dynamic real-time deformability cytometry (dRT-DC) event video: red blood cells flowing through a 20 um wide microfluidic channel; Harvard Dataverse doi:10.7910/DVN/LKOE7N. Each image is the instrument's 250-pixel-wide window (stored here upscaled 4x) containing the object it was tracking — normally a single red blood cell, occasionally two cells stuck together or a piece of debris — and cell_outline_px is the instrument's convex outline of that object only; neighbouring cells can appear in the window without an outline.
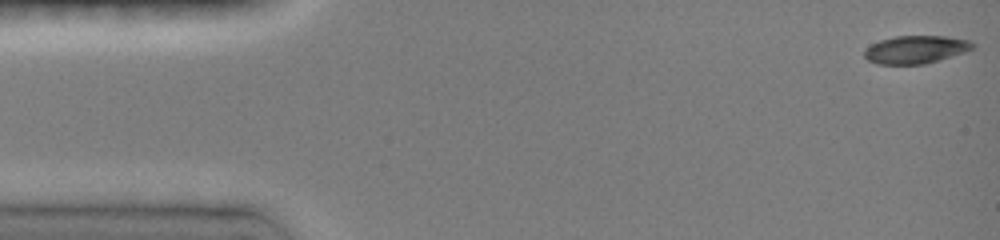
{"species": "common noctule bat (a hibernating species)", "species_latin": "Nyctalus noctula", "temperature_condition": "room temperature", "stored_images_in_passage": 69, "camera_frame_rate_fps": 3000, "um_per_image_px": 0.085, "animal": {"sex": "female", "body_mass_g": 19.0, "forearm_length_mm": 51.5}, "frame": {"image": 1, "passage_image": 1, "time_ms": 0.0, "image_size_px": [1000, 240], "cell_outline_px": [[976, 48], [940, 60], [924, 64], [876, 64], [868, 60], [864, 56], [864, 48], [880, 40], [896, 36], [944, 36], [972, 40], [976, 44]], "centroid_in_image_um": [77.87, 4.21], "position_along_channel_um": 7.1, "area_um2": 17.8}}
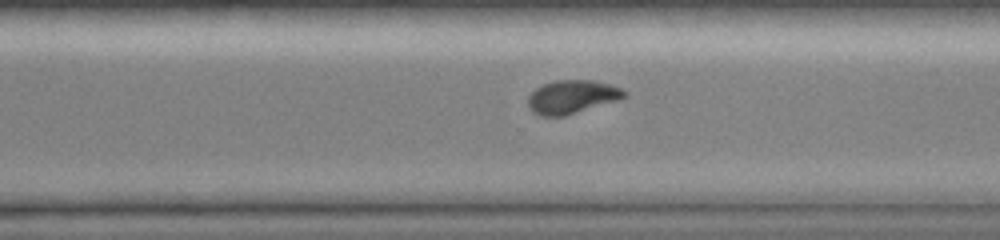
{"frame": {"image": 2, "passage_image": 48, "time_ms": 10.667, "image_size_px": [1000, 240], "cell_outline_px": [[628, 96], [620, 100], [564, 116], [540, 116], [532, 112], [528, 108], [528, 96], [536, 88], [544, 84], [556, 80], [592, 80], [608, 84], [620, 88], [628, 92]], "centroid_in_image_um": [48.63, 8.24], "position_along_channel_um": 322.0, "area_um2": 18.9}}
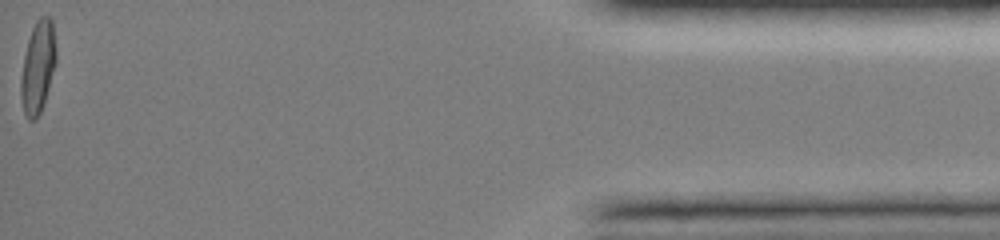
{"frame": {"image": 3, "passage_image": 69, "time_ms": 15.333, "image_size_px": [1000, 240], "cell_outline_px": [[56, 64], [44, 104], [36, 120], [28, 120], [24, 112], [20, 96], [20, 80], [24, 56], [28, 40], [32, 28], [36, 20], [40, 16], [52, 16], [56, 48]], "centroid_in_image_um": [3.23, 5.69], "position_along_channel_um": 432.0, "area_um2": 19.19}, "authors_computed_cell_mechanics": {"area_um2": 18.8428, "velocity_mm_per_s": 4.0823, "shape_relaxation_time_tau1_ms": 3.3595, "shape_relaxation_time_tau2_ms": 1.5066, "deformation_change_tau1": 0.179, "deformation_change_tau2": 0.0526}}